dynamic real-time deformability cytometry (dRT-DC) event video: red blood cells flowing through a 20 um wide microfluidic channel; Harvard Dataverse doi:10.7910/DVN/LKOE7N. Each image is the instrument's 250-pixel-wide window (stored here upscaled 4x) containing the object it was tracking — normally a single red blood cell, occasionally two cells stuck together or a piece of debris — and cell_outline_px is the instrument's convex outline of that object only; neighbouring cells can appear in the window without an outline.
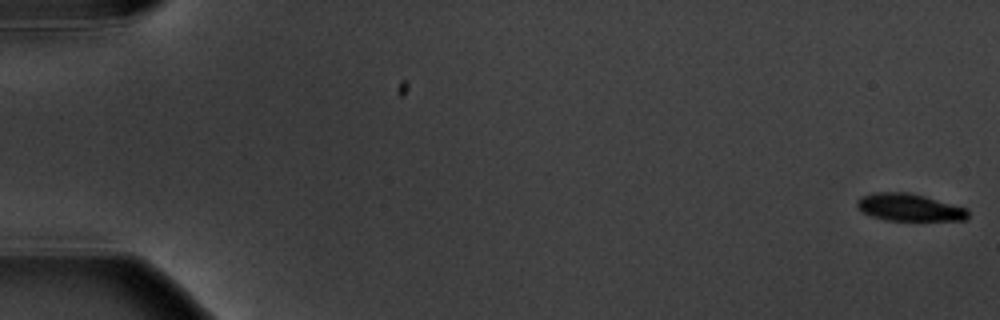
{"species": "common noctule bat (a hibernating species)", "species_latin": "Nyctalus noctula", "temperature_condition": "warm", "stored_images_in_passage": 5, "camera_frame_rate_fps": 3000, "um_per_image_px": 0.085, "animal": {"sex": "male", "body_mass_g": 20.1, "forearm_length_mm": 53.5}, "frame": {"image": 1, "passage_image": 1, "time_ms": 0.0, "image_size_px": [1000, 320], "cell_outline_px": [[968, 220], [884, 220], [860, 212], [856, 204], [856, 200], [860, 196], [876, 192], [908, 192], [924, 196], [968, 208]], "centroid_in_image_um": [77.26, 17.62], "position_along_channel_um": 7.7, "area_um2": 17.8}}
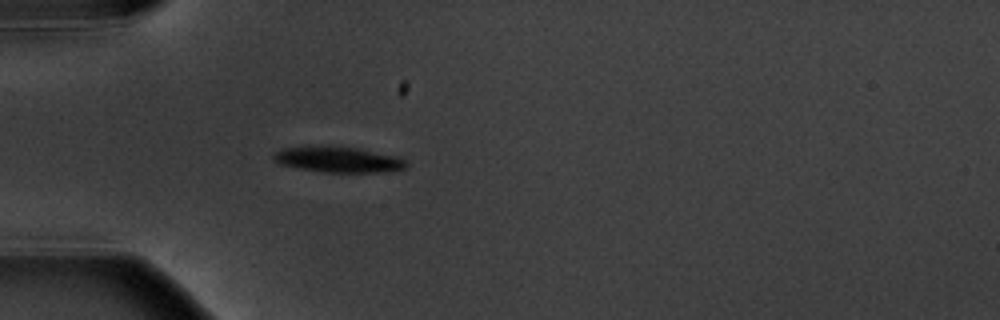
{"frame": {"image": 2, "passage_image": 5, "time_ms": 5.667, "image_size_px": [1000, 320], "cell_outline_px": [[408, 164], [404, 168], [384, 172], [324, 172], [300, 168], [280, 164], [272, 160], [272, 156], [276, 152], [284, 148], [356, 148], [392, 156], [404, 160]], "centroid_in_image_um": [28.74, 13.6], "position_along_channel_um": 56.3, "area_um2": 18.73}}